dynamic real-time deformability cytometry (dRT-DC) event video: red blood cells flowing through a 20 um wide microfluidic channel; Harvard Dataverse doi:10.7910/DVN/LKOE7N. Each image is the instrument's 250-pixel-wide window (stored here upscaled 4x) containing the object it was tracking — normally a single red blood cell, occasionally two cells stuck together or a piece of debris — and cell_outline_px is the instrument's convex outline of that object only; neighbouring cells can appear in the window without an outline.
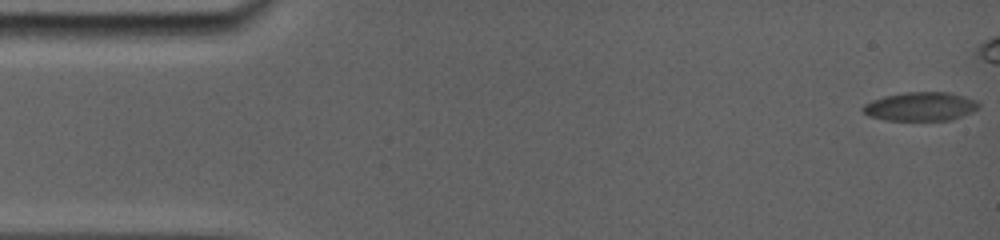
{"species": "common noctule bat (a hibernating species)", "species_latin": "Nyctalus noctula", "temperature_condition": "room temperature", "stored_images_in_passage": 23, "camera_frame_rate_fps": 5000, "um_per_image_px": 0.085, "animal": {"sex": "female", "body_mass_g": 19.0, "forearm_length_mm": 56.7}, "frame": {"image": 1, "passage_image": 1, "time_ms": 0.0, "image_size_px": [1000, 240], "cell_outline_px": [[980, 104], [976, 108], [968, 112], [948, 120], [892, 120], [872, 116], [864, 112], [860, 108], [864, 104], [872, 100], [884, 96], [904, 92], [948, 92], [964, 96]], "centroid_in_image_um": [78.18, 9.03], "position_along_channel_um": 6.8, "area_um2": 18.84}}
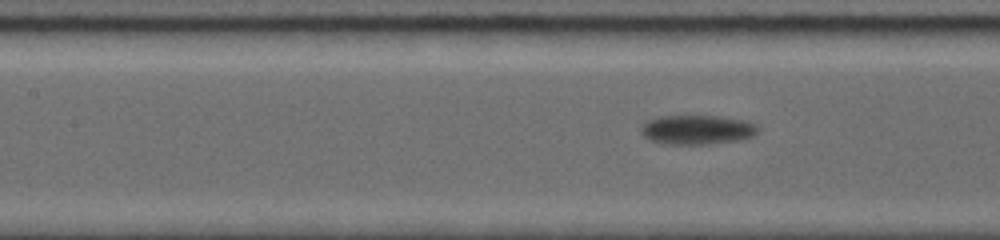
{"frame": {"image": 2, "passage_image": 16, "time_ms": 7.4, "image_size_px": [1000, 240], "cell_outline_px": [[756, 128], [748, 136], [732, 140], [652, 140], [644, 132], [644, 124], [648, 120], [660, 116], [716, 116], [740, 120], [752, 124]], "centroid_in_image_um": [59.22, 10.91], "position_along_channel_um": 148.2, "area_um2": 16.99}}
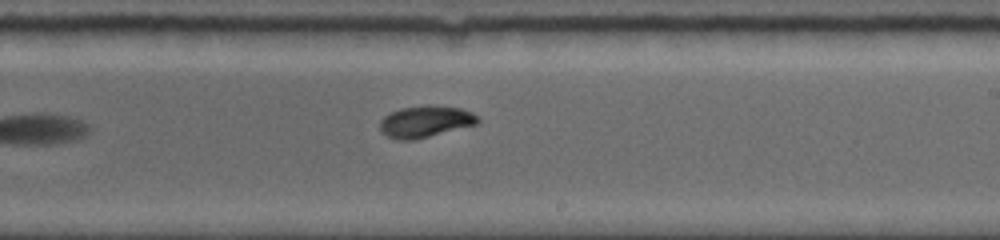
{"frame": {"image": 3, "passage_image": 23, "time_ms": 11.2, "image_size_px": [1000, 240], "cell_outline_px": [[480, 120], [476, 124], [412, 140], [396, 140], [388, 136], [380, 128], [380, 120], [384, 116], [400, 108], [428, 104], [460, 108], [472, 112], [480, 116]], "centroid_in_image_um": [36.17, 10.31], "position_along_channel_um": 252.8, "area_um2": 17.92}}